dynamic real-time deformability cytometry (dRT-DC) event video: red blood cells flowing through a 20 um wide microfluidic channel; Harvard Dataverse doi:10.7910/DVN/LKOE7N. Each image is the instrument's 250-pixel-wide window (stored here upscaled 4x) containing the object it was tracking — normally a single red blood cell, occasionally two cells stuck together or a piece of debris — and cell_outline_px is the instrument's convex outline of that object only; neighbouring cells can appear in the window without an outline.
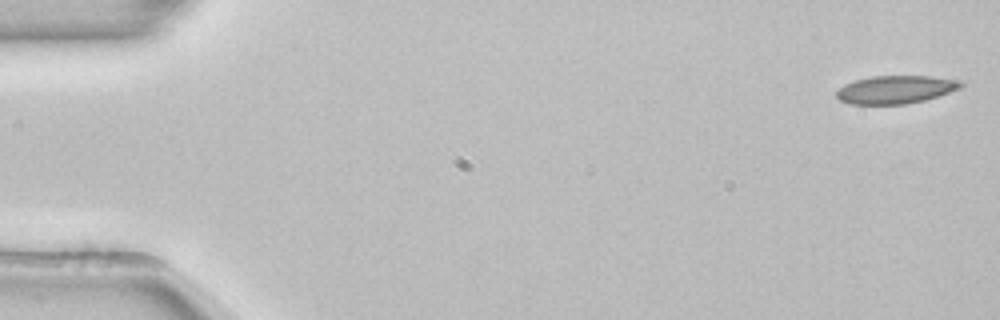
{"species": "common noctule bat (a hibernating species)", "species_latin": "Nyctalus noctula", "temperature_condition": "room temperature", "stored_images_in_passage": 53, "camera_frame_rate_fps": 3000, "um_per_image_px": 0.085, "animal": {"sex": "female", "body_mass_g": 22.7, "forearm_length_mm": 54.2}, "frame": {"image": 1, "passage_image": 1, "time_ms": 0.0, "image_size_px": [1000, 320], "cell_outline_px": [[964, 84], [960, 88], [924, 100], [908, 104], [848, 104], [840, 100], [836, 96], [836, 92], [844, 84], [856, 80], [872, 76], [932, 76], [956, 80]], "centroid_in_image_um": [76.09, 7.61], "position_along_channel_um": 8.9, "area_um2": 20.11}}
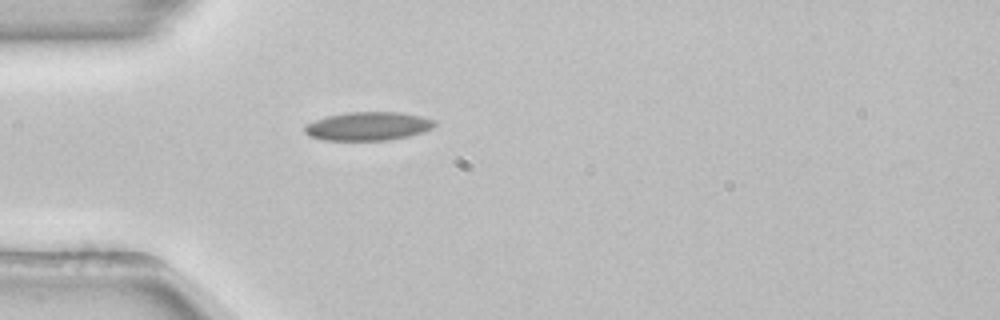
{"frame": {"image": 2, "passage_image": 15, "time_ms": 4.667, "image_size_px": [1000, 320], "cell_outline_px": [[436, 124], [432, 128], [424, 132], [408, 136], [388, 140], [324, 140], [308, 136], [304, 132], [304, 128], [308, 124], [316, 120], [328, 116], [348, 112], [400, 112], [420, 116], [436, 120]], "centroid_in_image_um": [31.31, 10.73], "position_along_channel_um": 53.7, "area_um2": 21.56}}
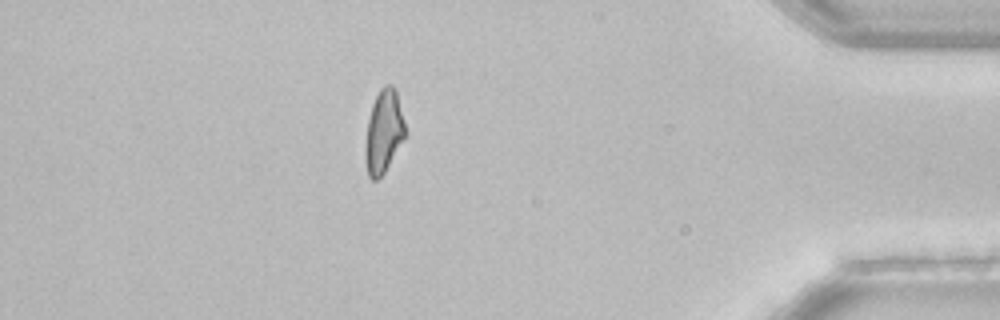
{"frame": {"image": 3, "passage_image": 46, "time_ms": 15.0, "image_size_px": [1000, 320], "cell_outline_px": [[404, 136], [384, 172], [376, 180], [372, 180], [368, 176], [364, 156], [364, 148], [368, 120], [372, 104], [380, 88], [384, 84], [392, 84], [396, 88], [404, 120]], "centroid_in_image_um": [32.58, 11.14], "position_along_channel_um": 402.6, "area_um2": 19.07}, "authors_computed_cell_mechanics": {"area_um2": 20.4612, "velocity_mm_per_s": 3.8871, "shape_relaxation_time_tau1_ms": null, "shape_relaxation_time_tau2_ms": 5.1678, "deformation_change_tau1": null, "deformation_change_tau2": 0.107}}